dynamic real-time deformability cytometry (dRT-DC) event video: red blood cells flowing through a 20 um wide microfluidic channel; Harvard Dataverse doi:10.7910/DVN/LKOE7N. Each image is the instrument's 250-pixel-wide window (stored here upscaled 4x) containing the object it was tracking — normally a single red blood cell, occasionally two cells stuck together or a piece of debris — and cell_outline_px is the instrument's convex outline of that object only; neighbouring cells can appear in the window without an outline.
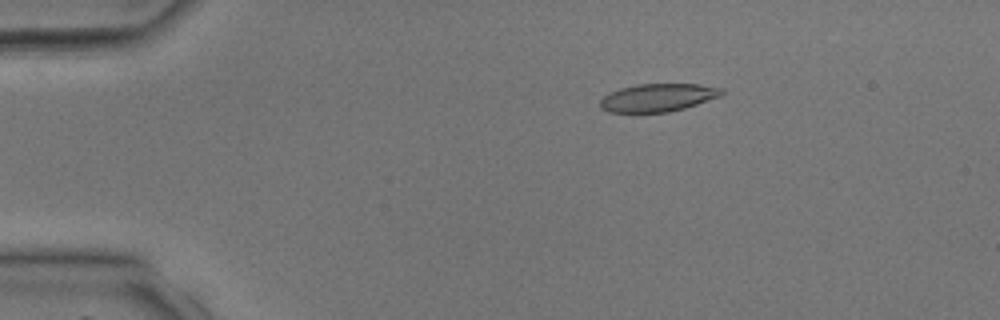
{"species": "common noctule bat (a hibernating species)", "species_latin": "Nyctalus noctula", "temperature_condition": "room temperature", "stored_images_in_passage": 36, "camera_frame_rate_fps": 3000, "um_per_image_px": 0.085, "animal": {"sex": "male", "body_mass_g": 17.9, "forearm_length_mm": 54.2}, "frame": {"image": 1, "passage_image": 4, "time_ms": 1.0, "image_size_px": [1000, 320], "cell_outline_px": [[724, 92], [720, 96], [684, 108], [668, 112], [608, 112], [600, 108], [600, 100], [604, 96], [620, 88], [636, 84], [700, 84], [724, 88]], "centroid_in_image_um": [55.92, 8.29], "position_along_channel_um": 29.1, "area_um2": 19.71}}
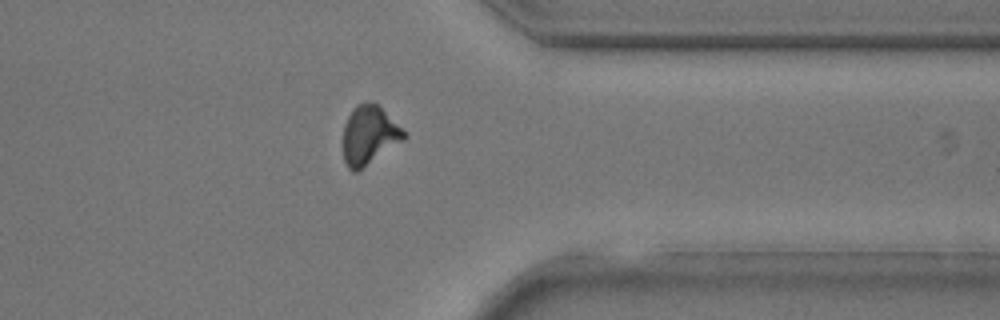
{"frame": {"image": 2, "passage_image": 28, "time_ms": 9.0, "image_size_px": [1000, 320], "cell_outline_px": [[408, 136], [404, 140], [356, 172], [352, 172], [348, 168], [344, 160], [344, 124], [352, 108], [356, 104], [376, 104], [404, 128]], "centroid_in_image_um": [31.4, 11.5], "position_along_channel_um": 380.0, "area_um2": 20.63}}
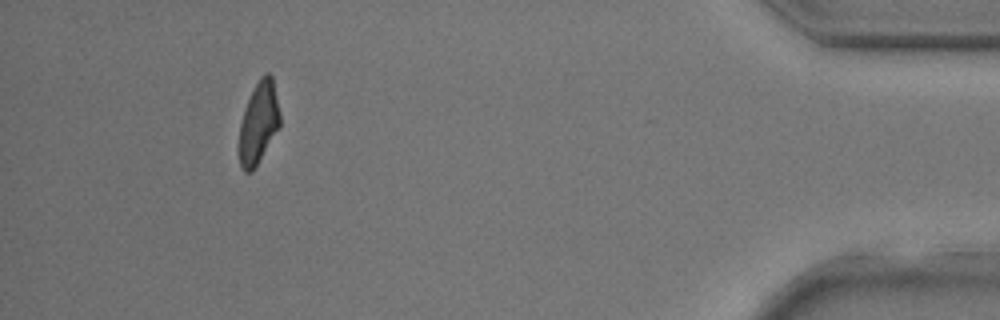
{"frame": {"image": 3, "passage_image": 33, "time_ms": 10.667, "image_size_px": [1000, 320], "cell_outline_px": [[280, 128], [252, 172], [244, 172], [240, 168], [240, 124], [244, 108], [260, 76], [264, 72], [268, 72], [272, 76], [280, 112]], "centroid_in_image_um": [22.0, 10.44], "position_along_channel_um": 413.2, "area_um2": 19.42}}